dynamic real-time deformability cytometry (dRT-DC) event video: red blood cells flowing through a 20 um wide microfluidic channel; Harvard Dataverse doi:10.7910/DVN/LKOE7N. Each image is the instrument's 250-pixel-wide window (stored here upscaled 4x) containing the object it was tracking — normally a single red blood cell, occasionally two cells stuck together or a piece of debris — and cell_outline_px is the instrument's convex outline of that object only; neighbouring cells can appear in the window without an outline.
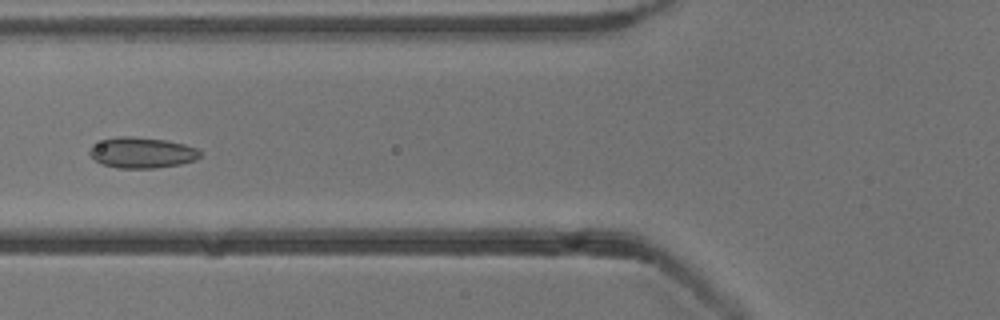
{"species": "common noctule bat (a hibernating species)", "species_latin": "Nyctalus noctula", "temperature_condition": "cold", "stored_images_in_passage": 5, "camera_frame_rate_fps": 3000, "um_per_image_px": 0.085, "animal": {"sex": "male", "body_mass_g": 13.3}, "frame": {"image": 1, "passage_image": 4, "time_ms": 5.333, "image_size_px": [1000, 320], "cell_outline_px": [[200, 156], [196, 160], [180, 164], [156, 168], [116, 168], [104, 164], [96, 160], [88, 152], [88, 148], [92, 144], [116, 136], [132, 136], [164, 140], [184, 144], [196, 148], [200, 152]], "centroid_in_image_um": [12.04, 12.97], "position_along_channel_um": 113.8, "area_um2": 19.77}}
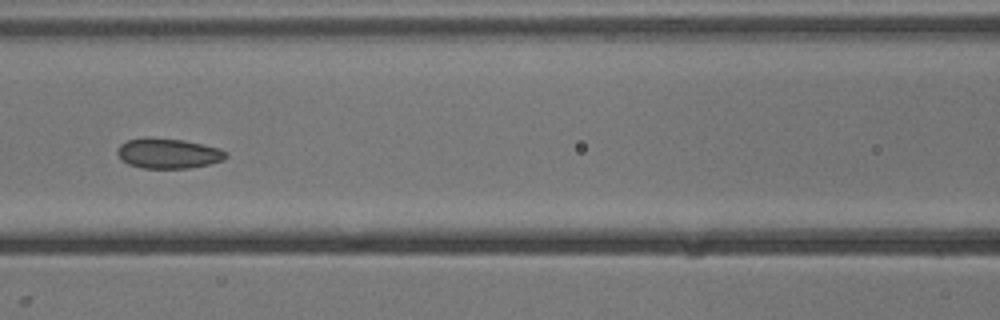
{"frame": {"image": 2, "passage_image": 5, "time_ms": 6.333, "image_size_px": [1000, 320], "cell_outline_px": [[228, 156], [224, 160], [208, 164], [188, 168], [144, 168], [128, 164], [116, 152], [120, 144], [128, 140], [184, 140], [220, 148], [228, 152]], "centroid_in_image_um": [14.38, 13.07], "position_along_channel_um": 152.2, "area_um2": 18.32}}